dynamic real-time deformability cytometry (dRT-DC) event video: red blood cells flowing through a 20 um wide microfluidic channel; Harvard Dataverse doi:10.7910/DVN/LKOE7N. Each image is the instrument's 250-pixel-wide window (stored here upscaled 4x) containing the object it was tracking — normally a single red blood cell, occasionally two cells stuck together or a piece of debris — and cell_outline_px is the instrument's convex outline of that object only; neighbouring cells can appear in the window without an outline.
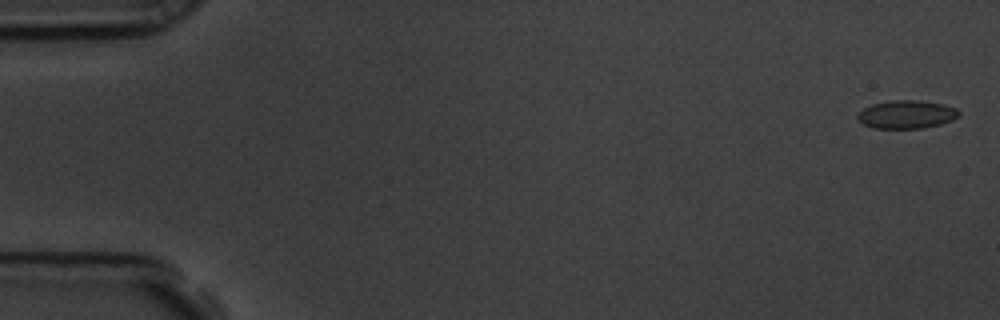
{"species": "common noctule bat (a hibernating species)", "species_latin": "Nyctalus noctula", "temperature_condition": "room temperature", "stored_images_in_passage": 58, "camera_frame_rate_fps": 3000, "um_per_image_px": 0.085, "animal": {"sex": "male", "body_mass_g": 19.5, "forearm_length_mm": 54.6}, "frame": {"image": 1, "passage_image": 2, "time_ms": 0.333, "image_size_px": [1000, 320], "cell_outline_px": [[960, 112], [952, 120], [940, 124], [924, 128], [872, 128], [856, 120], [856, 116], [864, 108], [872, 104], [892, 100], [916, 100], [944, 104], [956, 108]], "centroid_in_image_um": [77.03, 9.73], "position_along_channel_um": 8.0, "area_um2": 16.59}}
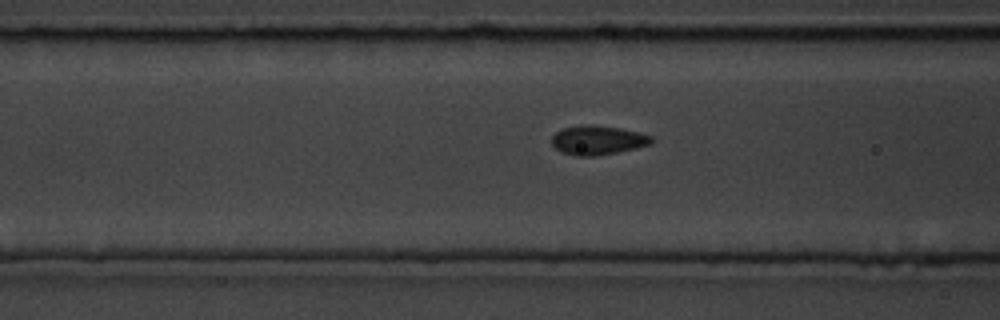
{"frame": {"image": 2, "passage_image": 23, "time_ms": 7.333, "image_size_px": [1000, 320], "cell_outline_px": [[652, 144], [636, 148], [596, 156], [576, 156], [560, 152], [552, 144], [552, 136], [556, 132], [564, 128], [580, 124], [592, 124], [620, 128], [640, 132], [652, 136]], "centroid_in_image_um": [50.8, 11.9], "position_along_channel_um": 115.8, "area_um2": 17.11}}
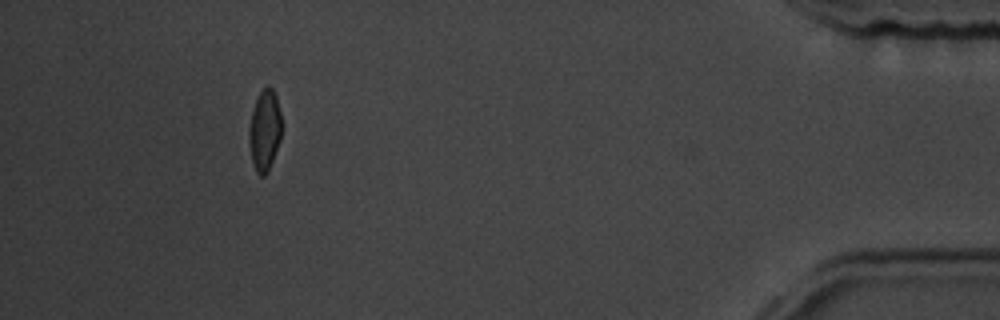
{"frame": {"image": 3, "passage_image": 53, "time_ms": 17.333, "image_size_px": [1000, 320], "cell_outline_px": [[280, 140], [268, 172], [264, 176], [260, 176], [256, 172], [252, 160], [248, 140], [248, 128], [252, 108], [260, 92], [268, 84], [272, 88], [276, 96], [280, 112]], "centroid_in_image_um": [22.47, 11.08], "position_along_channel_um": 412.7, "area_um2": 15.37}, "authors_computed_cell_mechanics": {"area_um2": 16.5019, "velocity_mm_per_s": 3.5895, "shape_relaxation_time_tau1_ms": 2.8988, "shape_relaxation_time_tau2_ms": 1.3651, "deformation_change_tau1": 0.0801, "deformation_change_tau2": 0.0445}}